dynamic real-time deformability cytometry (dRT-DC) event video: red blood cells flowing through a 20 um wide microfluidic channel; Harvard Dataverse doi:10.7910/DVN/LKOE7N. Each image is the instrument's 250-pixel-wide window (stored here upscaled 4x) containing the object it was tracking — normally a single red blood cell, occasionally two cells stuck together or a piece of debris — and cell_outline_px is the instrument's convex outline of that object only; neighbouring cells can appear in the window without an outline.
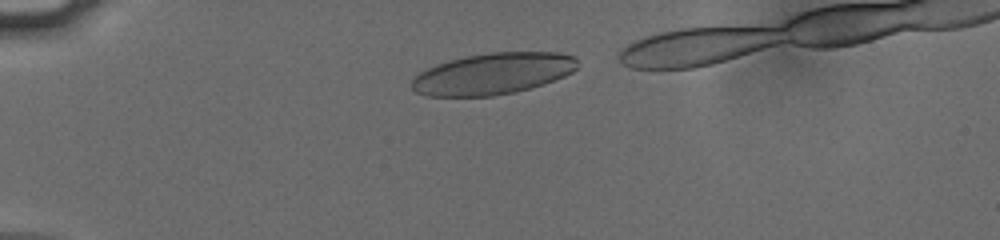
{"species": "human", "species_latin": "Homo sapiens", "temperature_condition": "cold", "stored_images_in_passage": 38, "camera_frame_rate_fps": 3000, "um_per_image_px": 0.085, "donor": {"sex": "male"}, "frame": {"image": 1, "passage_image": 3, "time_ms": 0.667, "image_size_px": [1000, 240], "cell_outline_px": [[576, 68], [572, 72], [564, 76], [516, 92], [492, 96], [428, 96], [416, 92], [412, 88], [412, 80], [420, 72], [436, 64], [448, 60], [468, 56], [492, 52], [556, 52], [576, 56]], "centroid_in_image_um": [41.88, 6.26], "position_along_channel_um": 43.1, "area_um2": 39.65}}
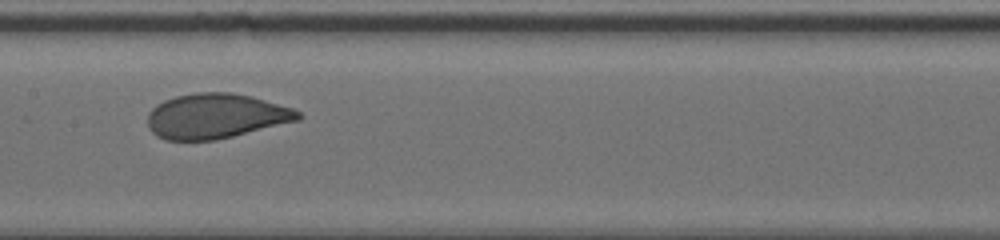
{"frame": {"image": 2, "passage_image": 18, "time_ms": 5.667, "image_size_px": [1000, 240], "cell_outline_px": [[304, 116], [300, 120], [216, 140], [164, 140], [156, 136], [148, 128], [148, 112], [156, 104], [164, 100], [176, 96], [196, 92], [232, 92], [252, 96], [292, 108], [300, 112]], "centroid_in_image_um": [18.34, 9.86], "position_along_channel_um": 189.1, "area_um2": 39.65}}
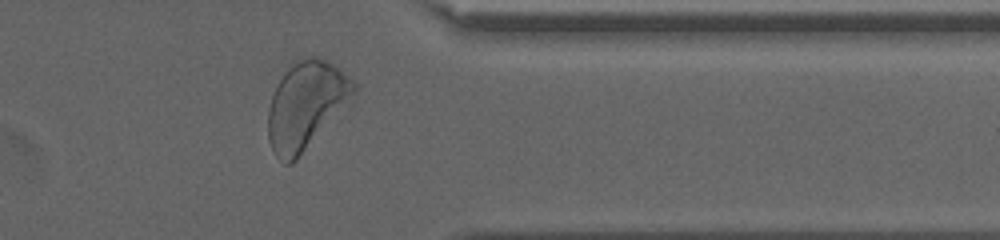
{"frame": {"image": 3, "passage_image": 34, "time_ms": 11.0, "image_size_px": [1000, 240], "cell_outline_px": [[356, 92], [296, 160], [292, 164], [284, 164], [276, 156], [268, 140], [268, 108], [272, 96], [284, 72], [292, 64], [308, 56], [316, 56], [332, 64], [352, 80], [356, 84]], "centroid_in_image_um": [25.96, 8.96], "position_along_channel_um": 385.4, "area_um2": 42.54}}